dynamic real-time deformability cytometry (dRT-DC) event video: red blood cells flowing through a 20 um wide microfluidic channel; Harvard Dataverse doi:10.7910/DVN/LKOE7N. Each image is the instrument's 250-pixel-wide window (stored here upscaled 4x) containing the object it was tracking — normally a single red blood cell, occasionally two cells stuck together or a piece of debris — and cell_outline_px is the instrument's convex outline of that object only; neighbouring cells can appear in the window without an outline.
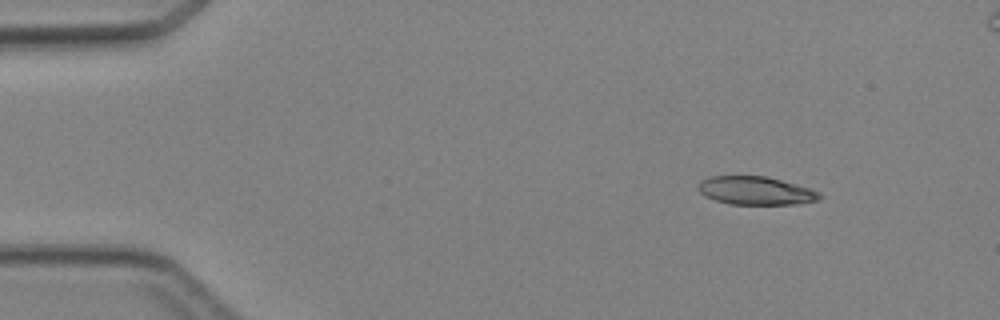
{"species": "Egyptian fruit bat (a non-hibernating species)", "species_latin": "Rousettus aegyptiacus", "temperature_condition": "cold", "stored_images_in_passage": 4, "camera_frame_rate_fps": 3000, "um_per_image_px": 0.085, "animal": {"sex": "female"}, "frame": {"image": 1, "passage_image": 1, "time_ms": 0.0, "image_size_px": [1000, 320], "cell_outline_px": [[824, 196], [816, 200], [796, 204], [728, 204], [716, 200], [700, 192], [696, 188], [708, 176], [768, 176], [812, 188], [820, 192]], "centroid_in_image_um": [64.3, 16.2], "position_along_channel_um": 20.7, "area_um2": 20.0}}